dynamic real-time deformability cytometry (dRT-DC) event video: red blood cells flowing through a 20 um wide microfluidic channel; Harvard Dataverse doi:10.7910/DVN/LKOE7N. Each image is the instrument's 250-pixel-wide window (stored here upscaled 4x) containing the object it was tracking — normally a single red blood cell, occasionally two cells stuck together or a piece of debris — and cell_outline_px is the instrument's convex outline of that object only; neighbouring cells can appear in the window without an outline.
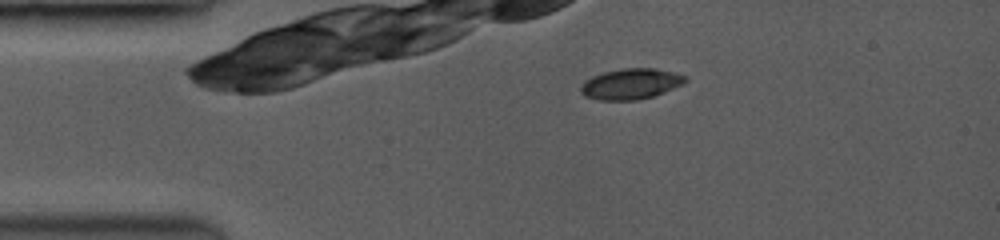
{"species": "common noctule bat (a hibernating species)", "species_latin": "Nyctalus noctula", "temperature_condition": "room temperature", "stored_images_in_passage": 5, "camera_frame_rate_fps": 3500, "um_per_image_px": 0.085, "animal": {"sex": "female", "body_mass_g": 19.0, "forearm_length_mm": 53.3}, "frame": {"image": 1, "passage_image": 3, "time_ms": 1.429, "image_size_px": [1000, 240], "cell_outline_px": [[688, 80], [656, 96], [636, 100], [600, 100], [584, 96], [580, 92], [580, 88], [592, 76], [604, 72], [624, 68], [652, 68], [672, 72], [684, 76]], "centroid_in_image_um": [53.6, 7.14], "position_along_channel_um": 31.4, "area_um2": 18.38}}